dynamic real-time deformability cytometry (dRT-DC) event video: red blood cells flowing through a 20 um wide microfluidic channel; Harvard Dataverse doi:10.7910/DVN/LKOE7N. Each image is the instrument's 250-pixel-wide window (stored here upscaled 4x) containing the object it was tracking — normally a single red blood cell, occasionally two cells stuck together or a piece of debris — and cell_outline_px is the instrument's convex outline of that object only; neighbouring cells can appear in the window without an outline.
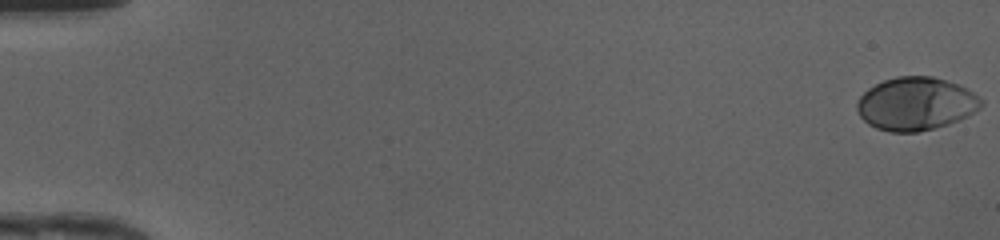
{"species": "human", "species_latin": "Homo sapiens", "temperature_condition": "cold", "stored_images_in_passage": 50, "camera_frame_rate_fps": 3000, "um_per_image_px": 0.085, "donor": {"sex": "female"}, "frame": {"image": 1, "passage_image": 1, "time_ms": 0.0, "image_size_px": [1000, 240], "cell_outline_px": [[984, 104], [980, 108], [968, 116], [960, 120], [948, 124], [916, 132], [888, 132], [876, 128], [868, 124], [860, 116], [856, 108], [856, 104], [860, 96], [868, 88], [884, 80], [896, 76], [932, 76], [960, 84], [984, 100]], "centroid_in_image_um": [77.86, 8.82], "position_along_channel_um": 7.1, "area_um2": 38.61}}
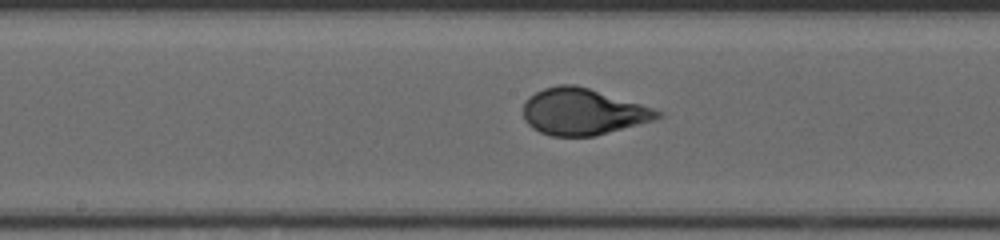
{"frame": {"image": 2, "passage_image": 27, "time_ms": 8.667, "image_size_px": [1000, 240], "cell_outline_px": [[664, 116], [652, 120], [596, 136], [552, 136], [540, 132], [532, 128], [524, 120], [524, 100], [528, 96], [544, 88], [560, 84], [576, 84], [640, 104], [664, 112]], "centroid_in_image_um": [49.51, 9.49], "position_along_channel_um": 198.7, "area_um2": 36.24}}
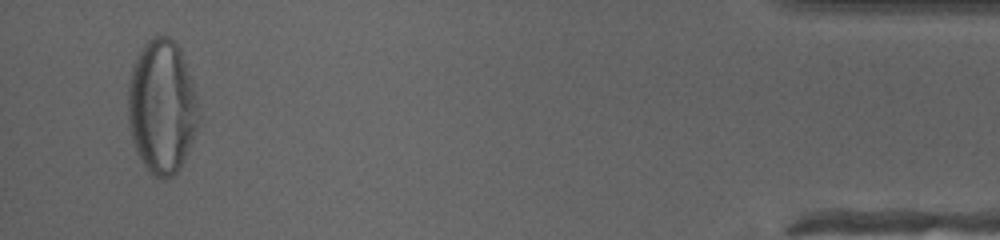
{"frame": {"image": 3, "passage_image": 48, "time_ms": 15.667, "image_size_px": [1000, 240], "cell_outline_px": [[200, 120], [184, 160], [180, 168], [172, 176], [164, 180], [152, 176], [148, 172], [140, 160], [136, 152], [132, 140], [128, 124], [128, 80], [132, 68], [140, 48], [152, 36], [168, 36], [180, 48], [196, 96]], "centroid_in_image_um": [13.73, 9.11], "position_along_channel_um": 421.5, "area_um2": 55.37}, "authors_computed_cell_mechanics": {"area_um2": 36.5296, "velocity_mm_per_s": 4.2003, "shape_relaxation_time_tau1_ms": 5.7047, "shape_relaxation_time_tau2_ms": null, "deformation_change_tau1": 0.2289, "deformation_change_tau2": null}}